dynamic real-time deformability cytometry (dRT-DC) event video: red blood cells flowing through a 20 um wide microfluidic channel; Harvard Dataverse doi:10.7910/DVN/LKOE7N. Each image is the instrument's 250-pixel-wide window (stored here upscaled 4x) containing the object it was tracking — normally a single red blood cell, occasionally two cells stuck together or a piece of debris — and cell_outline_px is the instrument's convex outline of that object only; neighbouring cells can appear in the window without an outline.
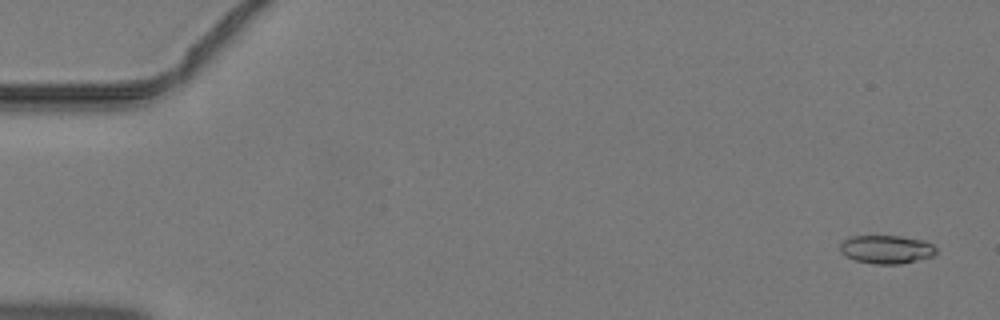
{"species": "common noctule bat (a hibernating species)", "species_latin": "Nyctalus noctula", "temperature_condition": "warm", "stored_images_in_passage": 46, "camera_frame_rate_fps": 3000, "um_per_image_px": 0.085, "animal": {"sex": "male", "body_mass_g": 19.2, "forearm_length_mm": 51.8}, "frame": {"image": 1, "passage_image": 2, "time_ms": 0.333, "image_size_px": [1000, 320], "cell_outline_px": [[936, 252], [932, 256], [900, 264], [876, 264], [856, 260], [840, 252], [840, 244], [848, 236], [900, 236], [924, 240], [932, 244], [936, 248]], "centroid_in_image_um": [75.34, 21.18], "position_along_channel_um": 9.7, "area_um2": 15.78}}
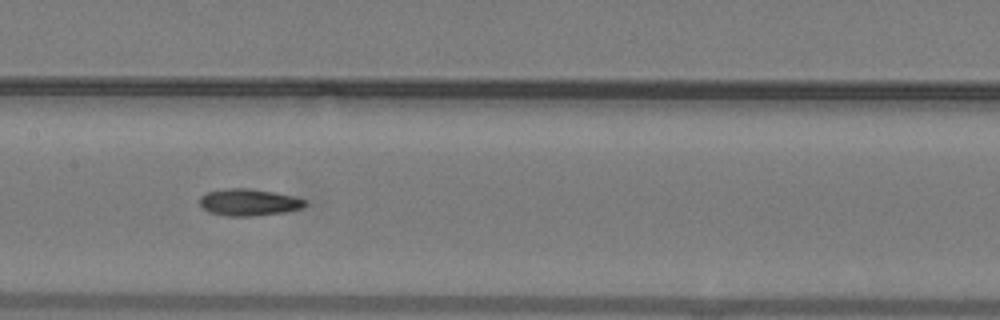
{"frame": {"image": 2, "passage_image": 23, "time_ms": 7.333, "image_size_px": [1000, 320], "cell_outline_px": [[308, 204], [300, 208], [284, 212], [252, 216], [228, 216], [208, 212], [200, 204], [200, 196], [208, 192], [228, 188], [248, 188], [296, 196], [308, 200]], "centroid_in_image_um": [21.18, 17.19], "position_along_channel_um": 186.2, "area_um2": 16.47}}
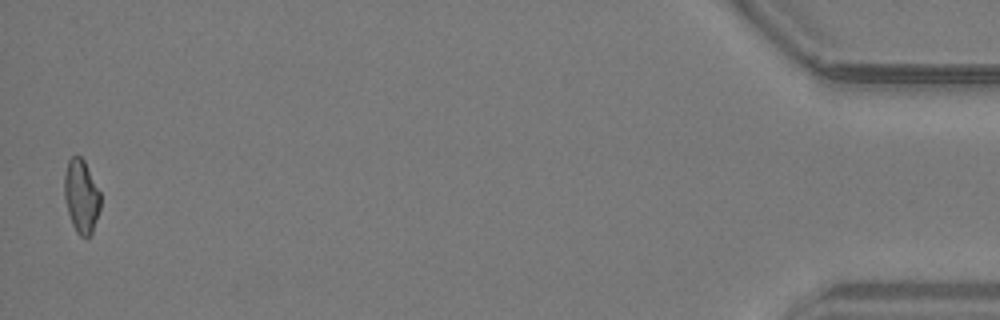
{"frame": {"image": 3, "passage_image": 45, "time_ms": 14.667, "image_size_px": [1000, 320], "cell_outline_px": [[100, 208], [92, 232], [88, 236], [80, 236], [76, 232], [72, 224], [68, 212], [64, 196], [64, 176], [68, 160], [72, 156], [80, 156], [84, 160], [100, 192]], "centroid_in_image_um": [6.9, 16.67], "position_along_channel_um": 428.3, "area_um2": 15.32}}